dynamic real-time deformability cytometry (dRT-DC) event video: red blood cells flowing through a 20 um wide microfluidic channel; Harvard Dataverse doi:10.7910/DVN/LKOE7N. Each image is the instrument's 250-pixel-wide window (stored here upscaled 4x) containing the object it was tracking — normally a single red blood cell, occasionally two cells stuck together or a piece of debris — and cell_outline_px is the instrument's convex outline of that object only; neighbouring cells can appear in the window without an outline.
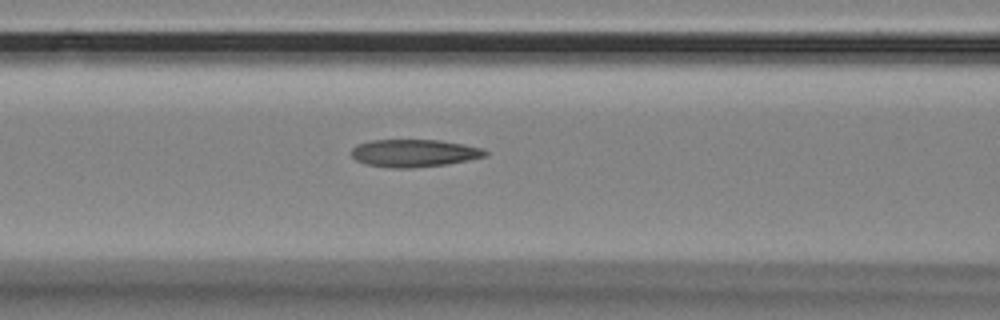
{"species": "Egyptian fruit bat (a non-hibernating species)", "species_latin": "Rousettus aegyptiacus", "temperature_condition": "room temperature", "stored_images_in_passage": 56, "camera_frame_rate_fps": 3000, "um_per_image_px": 0.085, "animal": {"sex": "female"}, "frame": {"image": 1, "passage_image": 23, "time_ms": 7.333, "image_size_px": [1000, 320], "cell_outline_px": [[488, 156], [448, 164], [412, 168], [388, 168], [364, 164], [356, 160], [352, 156], [352, 148], [356, 144], [368, 140], [440, 140], [464, 144], [484, 148], [488, 152]], "centroid_in_image_um": [35.2, 13.02], "position_along_channel_um": 131.4, "area_um2": 21.85}}
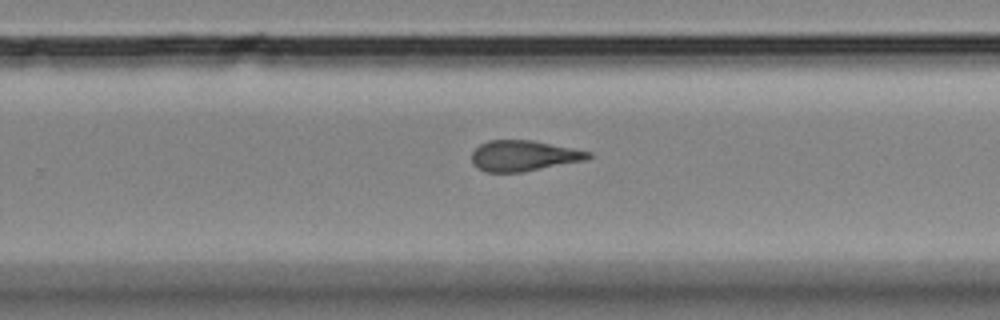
{"frame": {"image": 2, "passage_image": 36, "time_ms": 11.667, "image_size_px": [1000, 320], "cell_outline_px": [[592, 156], [588, 160], [524, 172], [484, 172], [476, 168], [472, 164], [472, 152], [480, 144], [488, 140], [532, 140], [592, 152]], "centroid_in_image_um": [44.51, 13.25], "position_along_channel_um": 285.3, "area_um2": 21.1}}
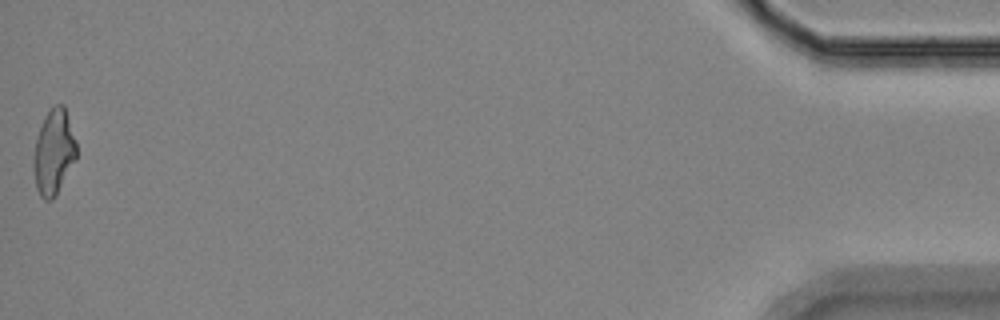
{"frame": {"image": 3, "passage_image": 56, "time_ms": 18.333, "image_size_px": [1000, 320], "cell_outline_px": [[76, 160], [56, 196], [52, 200], [44, 200], [40, 196], [36, 188], [32, 168], [32, 160], [36, 136], [44, 116], [56, 104], [64, 104], [76, 140]], "centroid_in_image_um": [4.55, 12.96], "position_along_channel_um": 430.6, "area_um2": 21.73}, "authors_computed_cell_mechanics": {"area_um2": 21.7039, "velocity_mm_per_s": 3.5533, "shape_relaxation_time_tau1_ms": null, "shape_relaxation_time_tau2_ms": 3.4664, "deformation_change_tau1": null, "deformation_change_tau2": 0.1341}}